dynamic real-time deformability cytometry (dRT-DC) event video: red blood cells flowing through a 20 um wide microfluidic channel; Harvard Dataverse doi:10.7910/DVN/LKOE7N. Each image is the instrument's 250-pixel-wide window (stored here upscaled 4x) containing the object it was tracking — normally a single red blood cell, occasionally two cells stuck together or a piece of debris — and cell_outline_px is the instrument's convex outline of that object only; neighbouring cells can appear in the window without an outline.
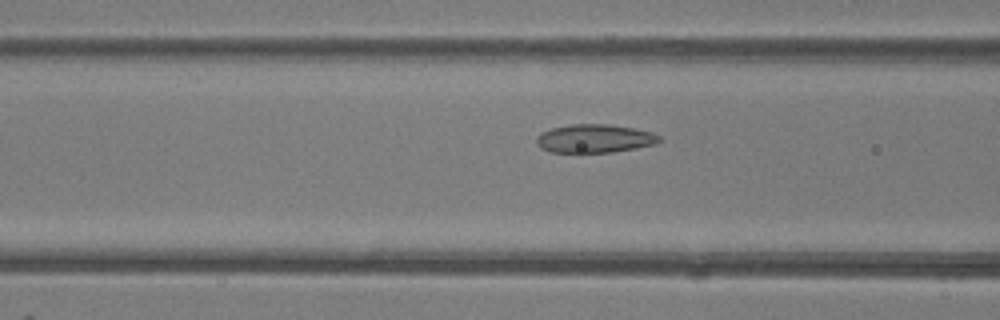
{"species": "common noctule bat (a hibernating species)", "species_latin": "Nyctalus noctula", "temperature_condition": "room temperature", "stored_images_in_passage": 47, "camera_frame_rate_fps": 3000, "um_per_image_px": 0.085, "animal": {"sex": "female"}, "frame": {"image": 1, "passage_image": 18, "time_ms": 5.667, "image_size_px": [1000, 320], "cell_outline_px": [[664, 140], [656, 144], [636, 148], [612, 152], [548, 152], [540, 148], [536, 144], [536, 136], [540, 132], [552, 128], [572, 124], [608, 124], [632, 128], [652, 132], [660, 136]], "centroid_in_image_um": [50.53, 11.78], "position_along_channel_um": 116.1, "area_um2": 20.52}}
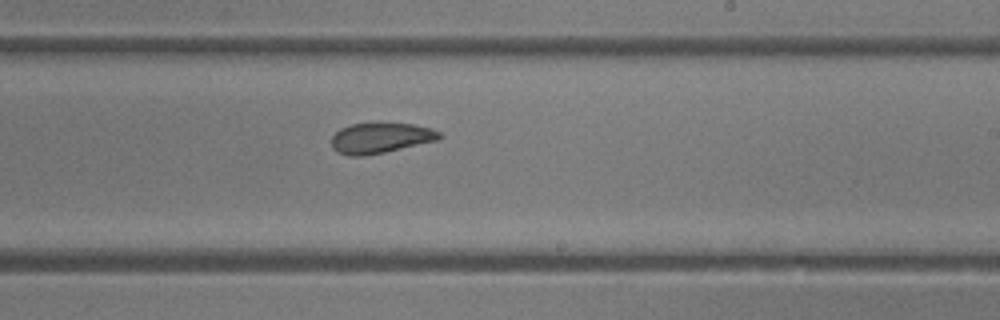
{"frame": {"image": 2, "passage_image": 28, "time_ms": 9.0, "image_size_px": [1000, 320], "cell_outline_px": [[444, 136], [440, 140], [384, 152], [364, 156], [348, 156], [336, 152], [332, 148], [332, 136], [340, 128], [352, 124], [376, 120], [416, 124], [432, 128], [440, 132]], "centroid_in_image_um": [32.38, 11.68], "position_along_channel_um": 256.6, "area_um2": 20.11}}
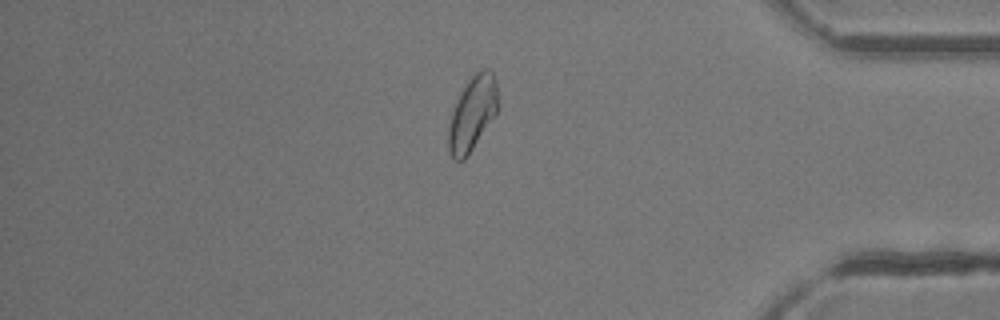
{"frame": {"image": 3, "passage_image": 40, "time_ms": 13.0, "image_size_px": [1000, 320], "cell_outline_px": [[496, 112], [468, 156], [464, 160], [456, 160], [448, 152], [448, 128], [452, 112], [456, 100], [468, 80], [476, 72], [484, 68], [488, 68], [492, 72], [496, 80]], "centroid_in_image_um": [40.12, 9.65], "position_along_channel_um": 395.1, "area_um2": 20.98}, "authors_computed_cell_mechanics": {"area_um2": 21.2126, "velocity_mm_per_s": 4.2268, "shape_relaxation_time_tau1_ms": null, "shape_relaxation_time_tau2_ms": 2.347, "deformation_change_tau1": null, "deformation_change_tau2": 0.092}}